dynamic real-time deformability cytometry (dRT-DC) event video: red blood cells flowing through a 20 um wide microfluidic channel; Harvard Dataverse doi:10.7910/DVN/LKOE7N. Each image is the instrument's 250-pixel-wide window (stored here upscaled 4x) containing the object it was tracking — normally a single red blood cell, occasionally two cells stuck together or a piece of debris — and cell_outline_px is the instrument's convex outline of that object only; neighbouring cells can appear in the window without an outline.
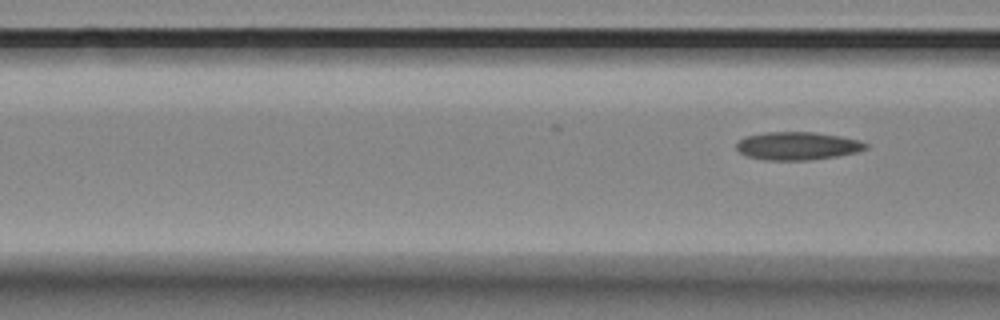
{"species": "Egyptian fruit bat (a non-hibernating species)", "species_latin": "Rousettus aegyptiacus", "temperature_condition": "room temperature", "stored_images_in_passage": 4, "segment_of_instrument_passage": [2, 2], "camera_frame_rate_fps": 3000, "um_per_image_px": 0.085, "animal": {"sex": "female"}, "frame": {"image": 1, "passage_image": 4, "time_ms": 1.0, "image_size_px": [1000, 320], "cell_outline_px": [[868, 148], [856, 152], [836, 156], [808, 160], [764, 160], [748, 156], [740, 152], [736, 148], [736, 144], [744, 136], [764, 132], [812, 132], [840, 136], [860, 140], [868, 144]], "centroid_in_image_um": [67.78, 12.39], "position_along_channel_um": 98.8, "area_um2": 21.1}}